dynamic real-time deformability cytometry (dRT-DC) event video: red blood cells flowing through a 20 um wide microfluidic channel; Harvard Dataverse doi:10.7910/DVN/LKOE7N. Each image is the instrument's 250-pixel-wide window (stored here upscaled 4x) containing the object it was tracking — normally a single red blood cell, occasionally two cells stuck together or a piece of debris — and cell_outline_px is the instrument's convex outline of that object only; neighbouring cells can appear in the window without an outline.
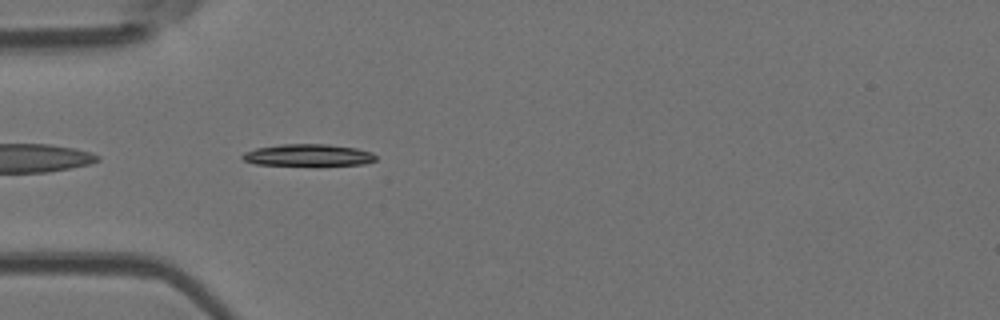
{"species": "Egyptian fruit bat (a non-hibernating species)", "species_latin": "Rousettus aegyptiacus", "temperature_condition": "room temperature", "stored_images_in_passage": 38, "camera_frame_rate_fps": 3000, "um_per_image_px": 0.085, "animal": {"sex": "female"}, "frame": {"image": 1, "passage_image": 2, "time_ms": 0.333, "image_size_px": [1000, 320], "cell_outline_px": [[376, 160], [364, 164], [256, 164], [244, 160], [240, 156], [244, 152], [256, 148], [280, 144], [328, 144], [356, 148], [372, 152], [376, 156]], "centroid_in_image_um": [26.19, 13.16], "position_along_channel_um": 58.8, "area_um2": 16.59}}
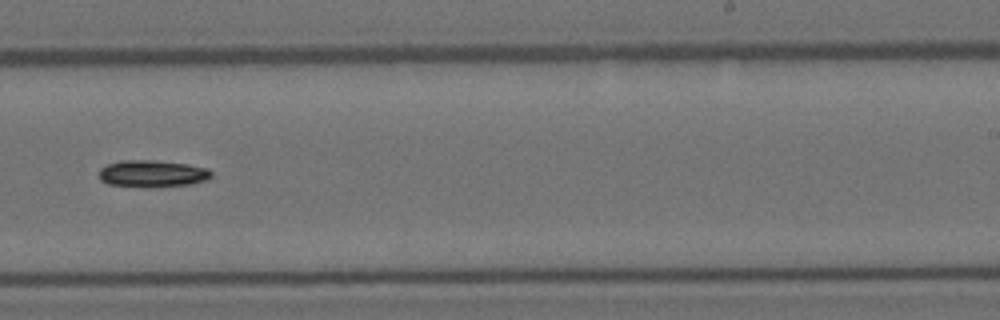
{"frame": {"image": 2, "passage_image": 19, "time_ms": 6.0, "image_size_px": [1000, 320], "cell_outline_px": [[212, 176], [204, 180], [188, 184], [108, 184], [100, 180], [100, 168], [108, 164], [120, 160], [152, 160], [188, 164], [208, 168], [212, 172]], "centroid_in_image_um": [12.95, 14.69], "position_along_channel_um": 276.0, "area_um2": 16.53}}
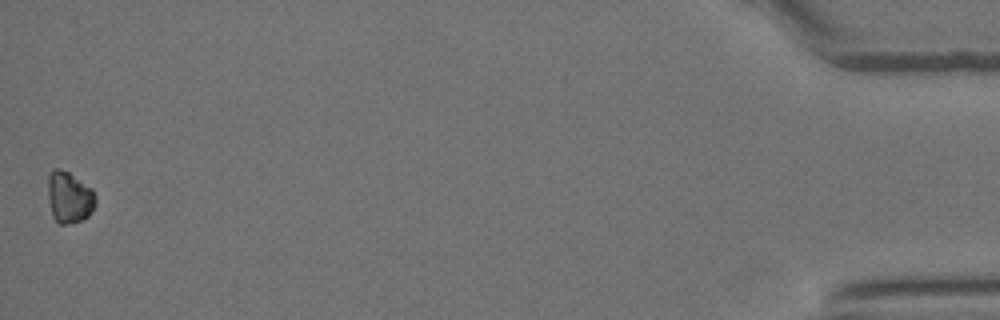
{"frame": {"image": 3, "passage_image": 38, "time_ms": 12.333, "image_size_px": [1000, 320], "cell_outline_px": [[96, 204], [92, 212], [88, 216], [72, 224], [60, 224], [52, 216], [48, 200], [48, 176], [52, 168], [60, 168], [68, 172], [92, 188], [96, 196]], "centroid_in_image_um": [5.88, 16.77], "position_along_channel_um": 429.3, "area_um2": 14.51}, "authors_computed_cell_mechanics": {"area_um2": 16.4441, "velocity_mm_per_s": 3.9037, "shape_relaxation_time_tau1_ms": 2.3318, "shape_relaxation_time_tau2_ms": null, "deformation_change_tau1": 0.1104, "deformation_change_tau2": null}}